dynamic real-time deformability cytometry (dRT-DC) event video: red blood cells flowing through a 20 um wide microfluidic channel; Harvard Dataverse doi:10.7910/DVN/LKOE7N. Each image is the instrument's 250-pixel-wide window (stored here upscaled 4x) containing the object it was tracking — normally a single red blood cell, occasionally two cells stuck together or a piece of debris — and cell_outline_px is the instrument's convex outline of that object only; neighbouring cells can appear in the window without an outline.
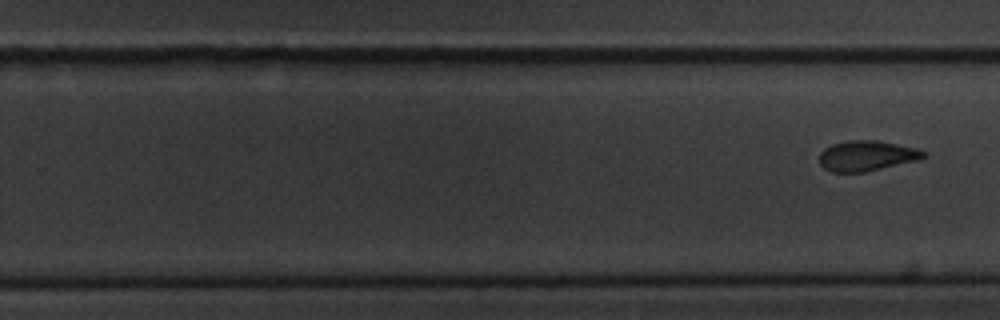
{"species": "common noctule bat (a hibernating species)", "species_latin": "Nyctalus noctula", "temperature_condition": "cold", "stored_images_in_passage": 11, "segment_of_instrument_passage": [2, 2], "camera_frame_rate_fps": 3000, "um_per_image_px": 0.085, "animal": {"sex": "male", "body_mass_g": 20.1, "forearm_length_mm": 53.5}, "frame": {"image": 1, "passage_image": 11, "time_ms": 12.667, "image_size_px": [1000, 320], "cell_outline_px": [[928, 156], [920, 160], [868, 172], [832, 172], [824, 168], [820, 164], [820, 152], [824, 148], [832, 144], [848, 140], [876, 140], [916, 148], [924, 152]], "centroid_in_image_um": [73.69, 13.25], "position_along_channel_um": 256.1, "area_um2": 18.61}}